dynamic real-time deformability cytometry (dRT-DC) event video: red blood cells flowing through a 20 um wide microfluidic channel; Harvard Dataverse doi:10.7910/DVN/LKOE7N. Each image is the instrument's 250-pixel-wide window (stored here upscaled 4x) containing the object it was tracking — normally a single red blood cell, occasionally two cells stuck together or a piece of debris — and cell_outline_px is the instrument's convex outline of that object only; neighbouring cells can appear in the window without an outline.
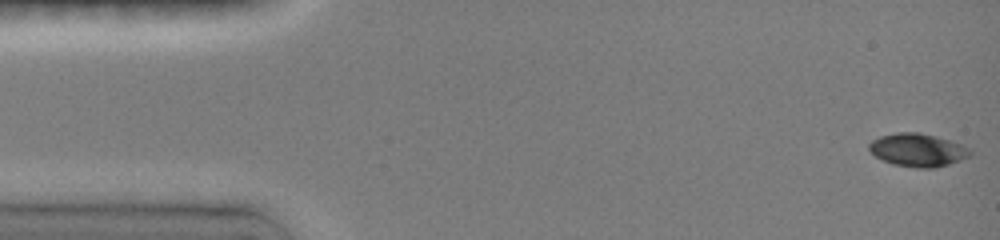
{"species": "common noctule bat (a hibernating species)", "species_latin": "Nyctalus noctula", "temperature_condition": "room temperature", "stored_images_in_passage": 22, "camera_frame_rate_fps": 3000, "um_per_image_px": 0.085, "animal": {"sex": "female", "body_mass_g": 19.0, "forearm_length_mm": 51.5}, "frame": {"image": 1, "passage_image": 1, "time_ms": 0.0, "image_size_px": [1000, 240], "cell_outline_px": [[972, 156], [936, 168], [916, 168], [892, 164], [876, 156], [868, 148], [868, 144], [872, 140], [880, 136], [896, 132], [920, 132], [936, 136], [960, 144], [968, 148], [972, 152]], "centroid_in_image_um": [78.01, 12.75], "position_along_channel_um": 7.0, "area_um2": 19.48}}
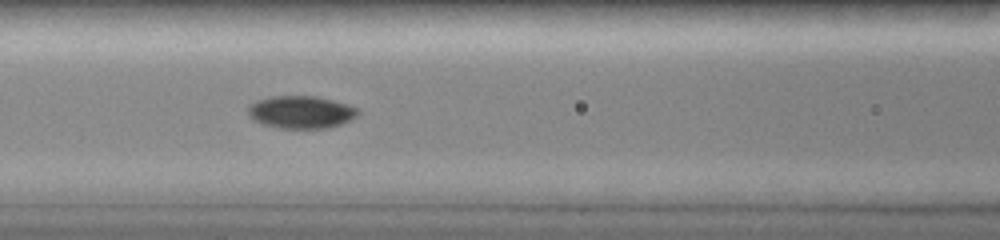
{"frame": {"image": 2, "passage_image": 12, "time_ms": 6.333, "image_size_px": [1000, 240], "cell_outline_px": [[360, 112], [352, 120], [328, 128], [276, 128], [252, 120], [248, 116], [248, 108], [252, 104], [260, 100], [272, 96], [316, 96], [332, 100], [356, 108]], "centroid_in_image_um": [25.58, 9.54], "position_along_channel_um": 141.0, "area_um2": 20.69}}
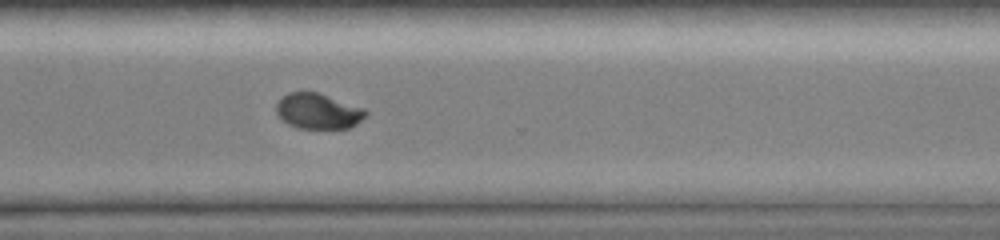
{"frame": {"image": 3, "passage_image": 22, "time_ms": 11.333, "image_size_px": [1000, 240], "cell_outline_px": [[368, 112], [356, 124], [348, 128], [296, 128], [288, 124], [276, 112], [276, 104], [288, 92], [316, 92], [364, 108]], "centroid_in_image_um": [27.03, 9.45], "position_along_channel_um": 343.6, "area_um2": 18.15}}